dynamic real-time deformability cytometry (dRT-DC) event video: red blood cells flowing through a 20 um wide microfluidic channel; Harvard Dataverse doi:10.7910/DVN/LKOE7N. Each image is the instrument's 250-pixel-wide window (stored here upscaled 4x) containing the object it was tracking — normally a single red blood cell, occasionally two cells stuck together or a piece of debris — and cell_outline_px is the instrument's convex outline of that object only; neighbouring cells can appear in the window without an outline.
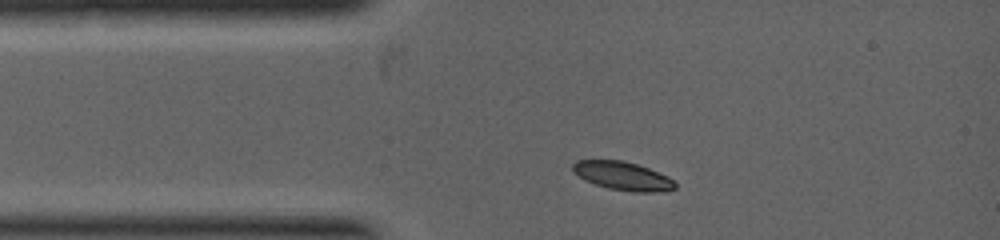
{"species": "common noctule bat (a hibernating species)", "species_latin": "Nyctalus noctula", "temperature_condition": "warm", "stored_images_in_passage": 2, "camera_frame_rate_fps": 5000, "um_per_image_px": 0.085, "animal": {"sex": "female", "body_mass_g": 19.0, "forearm_length_mm": 53.3}, "frame": {"image": 1, "passage_image": 1, "time_ms": 0.0, "image_size_px": [1000, 240], "cell_outline_px": [[676, 188], [664, 192], [632, 192], [608, 188], [584, 180], [572, 172], [572, 164], [576, 160], [624, 160], [648, 168], [668, 176], [676, 184]], "centroid_in_image_um": [52.92, 14.96], "position_along_channel_um": 32.1, "area_um2": 17.11}}